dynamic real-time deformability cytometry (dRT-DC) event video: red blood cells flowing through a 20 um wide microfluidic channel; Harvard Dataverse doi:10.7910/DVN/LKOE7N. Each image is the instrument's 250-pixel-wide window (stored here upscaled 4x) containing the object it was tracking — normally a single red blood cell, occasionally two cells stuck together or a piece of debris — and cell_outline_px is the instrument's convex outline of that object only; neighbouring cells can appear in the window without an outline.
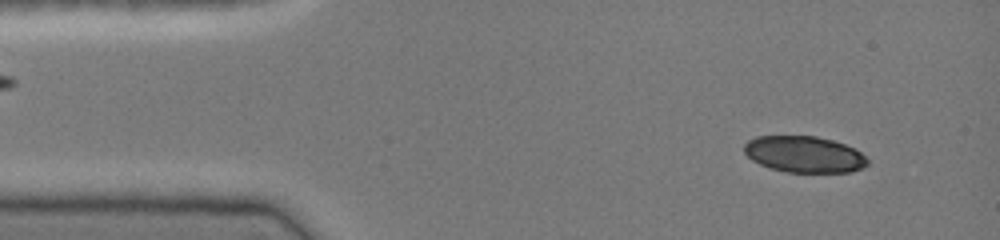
{"species": "common noctule bat (a hibernating species)", "species_latin": "Nyctalus noctula", "temperature_condition": "cold", "stored_images_in_passage": 44, "camera_frame_rate_fps": 3000, "um_per_image_px": 0.085, "animal": {"sex": "female", "body_mass_g": 19.0, "forearm_length_mm": 51.5}, "frame": {"image": 1, "passage_image": 3, "time_ms": 0.667, "image_size_px": [1000, 240], "cell_outline_px": [[868, 164], [864, 168], [852, 172], [788, 172], [768, 168], [752, 160], [744, 152], [744, 144], [748, 140], [756, 136], [816, 136], [832, 140], [844, 144], [860, 152], [868, 160]], "centroid_in_image_um": [68.35, 13.12], "position_along_channel_um": 16.7, "area_um2": 26.18}}